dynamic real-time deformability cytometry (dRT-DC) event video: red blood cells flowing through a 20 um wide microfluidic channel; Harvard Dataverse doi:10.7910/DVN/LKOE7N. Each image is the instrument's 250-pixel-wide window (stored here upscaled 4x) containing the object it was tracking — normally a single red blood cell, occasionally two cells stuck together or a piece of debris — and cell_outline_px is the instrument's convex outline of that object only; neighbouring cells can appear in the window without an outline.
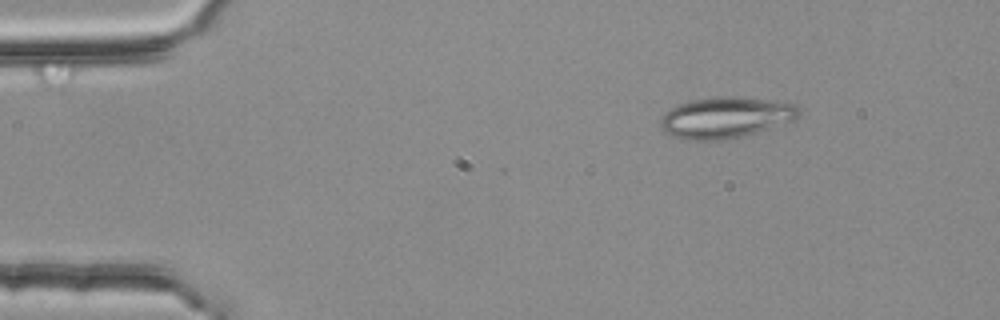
{"species": "common noctule bat (a hibernating species)", "species_latin": "Nyctalus noctula", "temperature_condition": "room temperature", "stored_images_in_passage": 6, "camera_frame_rate_fps": 3000, "um_per_image_px": 0.085, "animal": {"sex": "female", "body_mass_g": 25.1}, "frame": {"image": 1, "passage_image": 2, "time_ms": 0.333, "image_size_px": [1000, 320], "cell_outline_px": [[800, 116], [792, 120], [744, 136], [724, 140], [688, 140], [672, 136], [664, 132], [660, 124], [660, 116], [672, 108], [680, 104], [692, 100], [720, 96], [732, 96], [768, 100], [796, 104], [800, 112]], "centroid_in_image_um": [61.65, 10.0], "position_along_channel_um": 23.4, "area_um2": 32.89}}
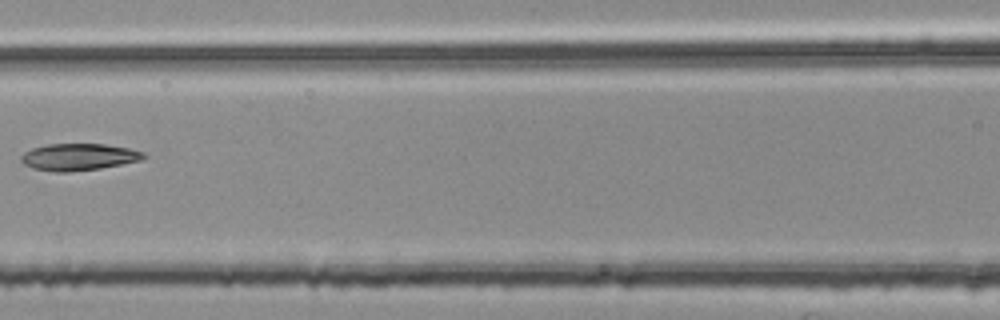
{"frame": {"image": 2, "passage_image": 5, "time_ms": 1.333, "image_size_px": [1000, 320], "cell_outline_px": [[148, 156], [140, 160], [100, 168], [68, 172], [52, 172], [32, 168], [24, 164], [20, 160], [20, 156], [24, 152], [32, 148], [48, 144], [104, 144], [128, 148], [144, 152]], "centroid_in_image_um": [6.65, 13.34], "position_along_channel_um": 159.9, "area_um2": 19.19}}
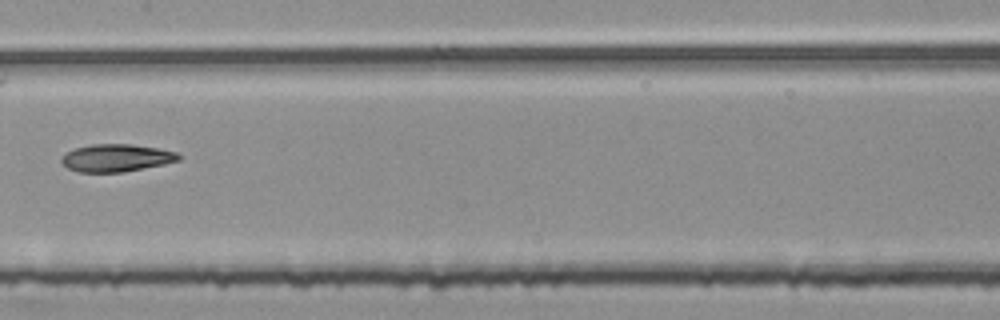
{"frame": {"image": 3, "passage_image": 6, "time_ms": 1.667, "image_size_px": [1000, 320], "cell_outline_px": [[180, 160], [164, 164], [124, 172], [80, 172], [68, 168], [60, 160], [64, 152], [72, 148], [92, 144], [132, 144], [156, 148], [176, 152], [180, 156]], "centroid_in_image_um": [9.85, 13.41], "position_along_channel_um": 197.6, "area_um2": 18.84}}